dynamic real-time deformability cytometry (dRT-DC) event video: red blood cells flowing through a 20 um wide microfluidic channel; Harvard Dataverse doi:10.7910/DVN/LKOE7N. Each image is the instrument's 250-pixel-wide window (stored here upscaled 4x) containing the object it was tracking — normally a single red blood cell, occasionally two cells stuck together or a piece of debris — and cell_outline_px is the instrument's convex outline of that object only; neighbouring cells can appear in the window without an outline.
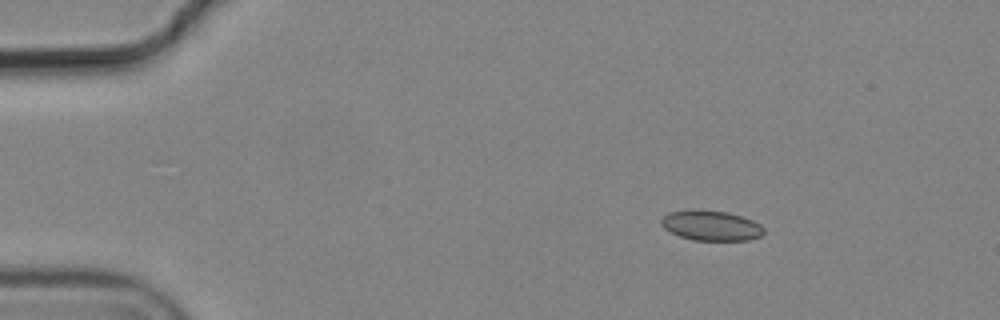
{"species": "common noctule bat (a hibernating species)", "species_latin": "Nyctalus noctula", "temperature_condition": "cold", "stored_images_in_passage": 3, "camera_frame_rate_fps": 3000, "um_per_image_px": 0.085, "animal": {"sex": "male", "body_mass_g": 19.2, "forearm_length_mm": 51.8}, "frame": {"image": 1, "passage_image": 2, "time_ms": 0.333, "image_size_px": [1000, 320], "cell_outline_px": [[764, 232], [760, 236], [748, 240], [692, 240], [680, 236], [664, 228], [660, 224], [660, 220], [668, 212], [692, 208], [696, 208], [728, 212], [752, 220], [760, 224], [764, 228]], "centroid_in_image_um": [60.41, 19.15], "position_along_channel_um": 24.6, "area_um2": 18.21}}